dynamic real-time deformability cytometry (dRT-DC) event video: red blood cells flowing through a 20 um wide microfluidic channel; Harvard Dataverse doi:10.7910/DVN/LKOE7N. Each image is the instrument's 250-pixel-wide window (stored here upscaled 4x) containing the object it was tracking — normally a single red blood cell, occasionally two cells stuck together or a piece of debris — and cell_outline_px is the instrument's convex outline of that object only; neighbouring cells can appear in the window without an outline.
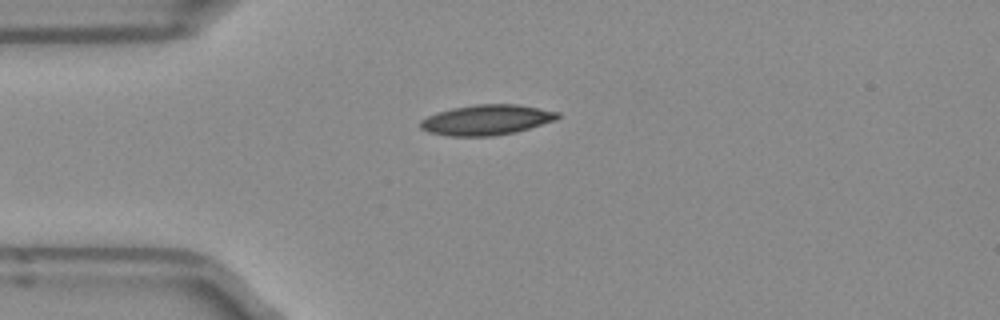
{"species": "Egyptian fruit bat (a non-hibernating species)", "species_latin": "Rousettus aegyptiacus", "temperature_condition": "room temperature", "stored_images_in_passage": 2, "camera_frame_rate_fps": 3000, "um_per_image_px": 0.085, "frame": {"image": 1, "passage_image": 1, "time_ms": 0.0, "image_size_px": [1000, 320], "cell_outline_px": [[560, 116], [556, 120], [516, 132], [492, 136], [448, 136], [428, 132], [420, 128], [420, 120], [428, 116], [452, 108], [476, 104], [516, 104], [560, 112]], "centroid_in_image_um": [41.36, 10.19], "position_along_channel_um": 43.6, "area_um2": 24.16}}